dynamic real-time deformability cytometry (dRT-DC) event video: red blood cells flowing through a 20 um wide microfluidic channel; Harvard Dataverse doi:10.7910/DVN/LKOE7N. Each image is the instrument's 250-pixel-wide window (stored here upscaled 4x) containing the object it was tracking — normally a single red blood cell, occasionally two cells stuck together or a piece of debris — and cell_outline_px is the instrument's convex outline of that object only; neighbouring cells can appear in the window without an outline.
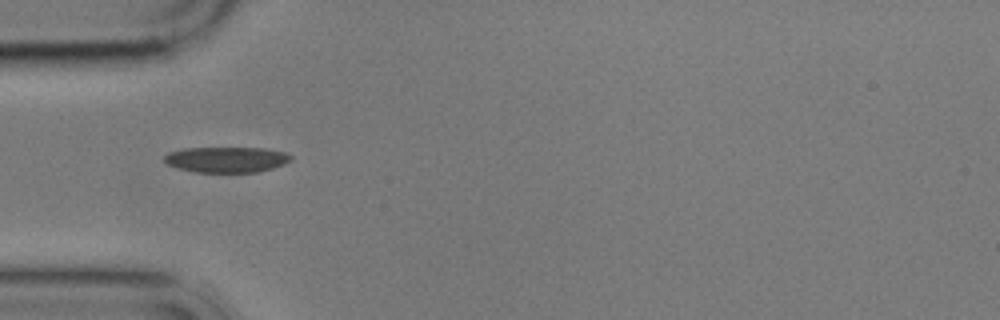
{"species": "common noctule bat (a hibernating species)", "species_latin": "Nyctalus noctula", "temperature_condition": "cold", "stored_images_in_passage": 2, "camera_frame_rate_fps": 3000, "um_per_image_px": 0.085, "animal": {"sex": "male", "body_mass_g": 17.9}, "frame": {"image": 1, "passage_image": 1, "time_ms": 0.0, "image_size_px": [1000, 320], "cell_outline_px": [[292, 160], [284, 164], [260, 172], [196, 172], [180, 168], [168, 164], [164, 160], [164, 156], [168, 152], [184, 148], [264, 148], [284, 152], [292, 156]], "centroid_in_image_um": [19.27, 13.56], "position_along_channel_um": 65.7, "area_um2": 18.84}}
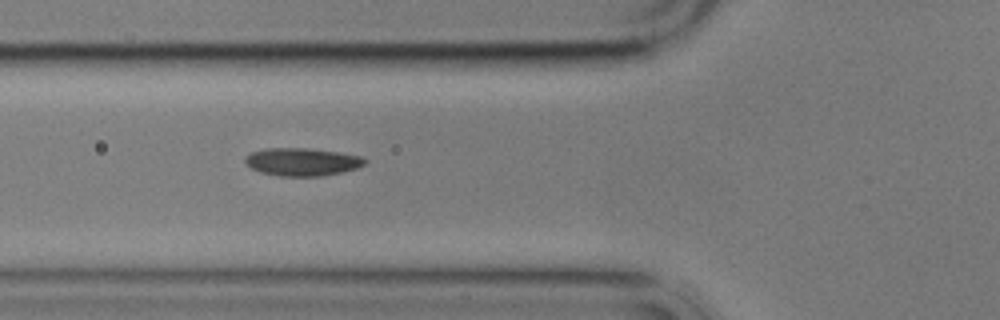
{"frame": {"image": 2, "passage_image": 2, "time_ms": 1.0, "image_size_px": [1000, 320], "cell_outline_px": [[368, 160], [364, 164], [356, 168], [340, 172], [320, 176], [280, 176], [260, 172], [252, 168], [244, 160], [244, 156], [252, 152], [264, 148], [308, 148], [340, 152], [360, 156]], "centroid_in_image_um": [25.67, 13.75], "position_along_channel_um": 100.1, "area_um2": 19.36}}